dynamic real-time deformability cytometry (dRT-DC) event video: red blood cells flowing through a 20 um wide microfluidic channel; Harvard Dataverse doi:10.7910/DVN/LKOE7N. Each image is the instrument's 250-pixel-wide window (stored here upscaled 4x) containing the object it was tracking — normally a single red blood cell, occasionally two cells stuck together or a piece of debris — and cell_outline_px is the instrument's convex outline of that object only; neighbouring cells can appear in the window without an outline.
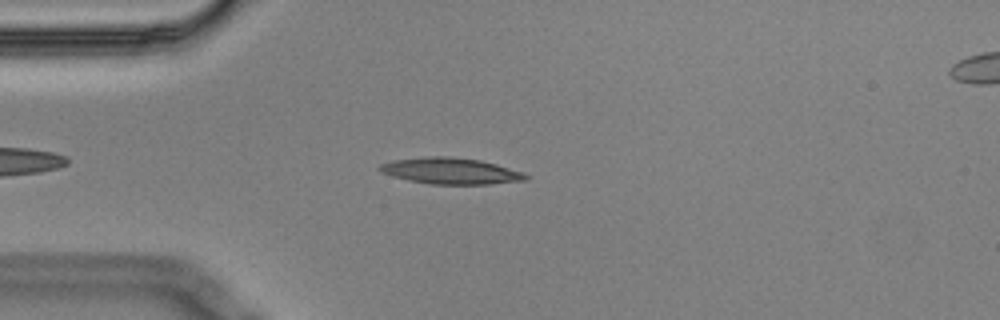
{"species": "Egyptian fruit bat (a non-hibernating species)", "species_latin": "Rousettus aegyptiacus", "temperature_condition": "cold", "stored_images_in_passage": 7, "camera_frame_rate_fps": 3000, "um_per_image_px": 0.085, "animal": {"sex": "male"}, "frame": {"image": 1, "passage_image": 3, "time_ms": 0.667, "image_size_px": [1000, 320], "cell_outline_px": [[532, 176], [528, 180], [488, 184], [428, 184], [408, 180], [392, 176], [380, 172], [376, 168], [380, 164], [392, 160], [424, 156], [448, 156], [480, 160], [496, 164], [524, 172]], "centroid_in_image_um": [38.31, 14.53], "position_along_channel_um": 46.7, "area_um2": 22.66}}
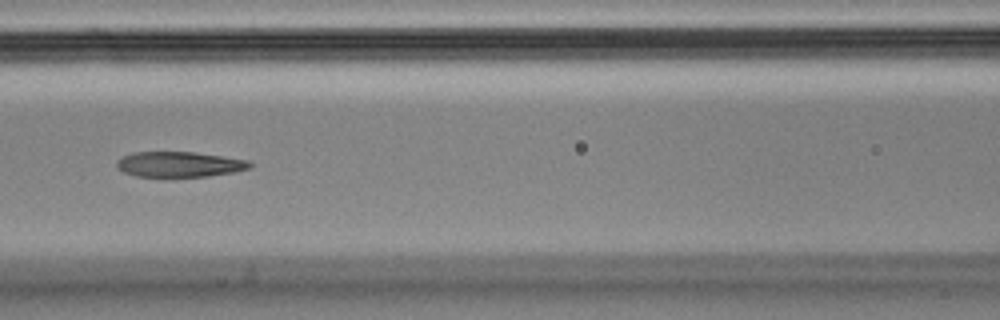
{"frame": {"image": 2, "passage_image": 6, "time_ms": 1.667, "image_size_px": [1000, 320], "cell_outline_px": [[252, 164], [248, 168], [236, 172], [208, 176], [136, 176], [124, 172], [116, 168], [116, 160], [132, 152], [196, 152], [248, 160]], "centroid_in_image_um": [15.23, 13.96], "position_along_channel_um": 151.4, "area_um2": 19.59}}
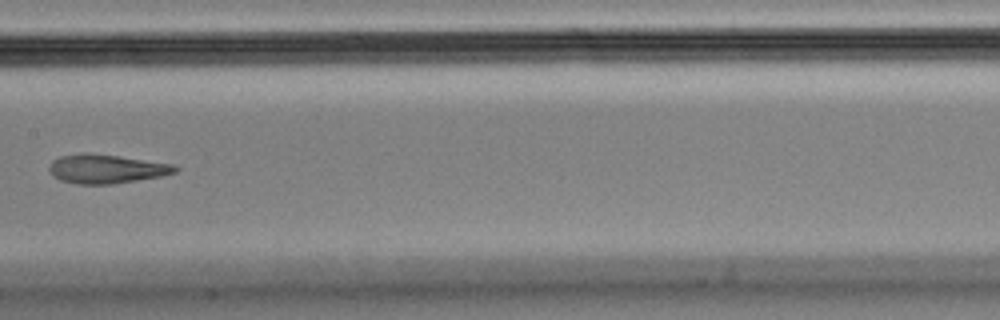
{"frame": {"image": 3, "passage_image": 7, "time_ms": 2.0, "image_size_px": [1000, 320], "cell_outline_px": [[180, 168], [176, 172], [160, 176], [112, 184], [76, 184], [60, 180], [52, 176], [48, 168], [52, 160], [60, 156], [84, 152], [88, 152], [120, 156], [172, 164]], "centroid_in_image_um": [8.99, 14.34], "position_along_channel_um": 198.4, "area_um2": 21.33}}